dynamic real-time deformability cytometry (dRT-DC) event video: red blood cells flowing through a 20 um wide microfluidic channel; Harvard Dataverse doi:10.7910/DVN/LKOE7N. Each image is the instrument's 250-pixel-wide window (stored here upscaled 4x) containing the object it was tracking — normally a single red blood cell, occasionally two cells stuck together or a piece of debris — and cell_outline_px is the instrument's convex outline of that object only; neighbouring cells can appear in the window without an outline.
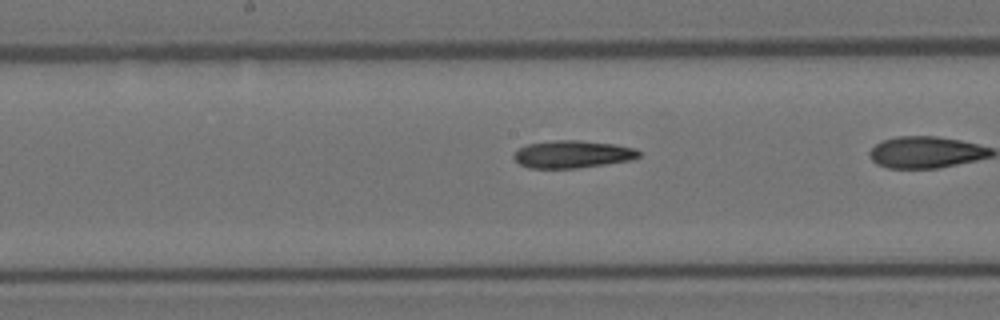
{"species": "Egyptian fruit bat (a non-hibernating species)", "species_latin": "Rousettus aegyptiacus", "temperature_condition": "room temperature", "stored_images_in_passage": 25, "camera_frame_rate_fps": 3000, "um_per_image_px": 0.085, "animal": {"sex": "female"}, "frame": {"image": 1, "passage_image": 11, "time_ms": 3.333, "image_size_px": [1000, 320], "cell_outline_px": [[640, 156], [632, 160], [580, 168], [528, 168], [520, 164], [512, 156], [520, 148], [528, 144], [556, 140], [580, 140], [616, 144], [636, 148], [640, 152]], "centroid_in_image_um": [48.71, 13.11], "position_along_channel_um": 199.5, "area_um2": 20.11}}